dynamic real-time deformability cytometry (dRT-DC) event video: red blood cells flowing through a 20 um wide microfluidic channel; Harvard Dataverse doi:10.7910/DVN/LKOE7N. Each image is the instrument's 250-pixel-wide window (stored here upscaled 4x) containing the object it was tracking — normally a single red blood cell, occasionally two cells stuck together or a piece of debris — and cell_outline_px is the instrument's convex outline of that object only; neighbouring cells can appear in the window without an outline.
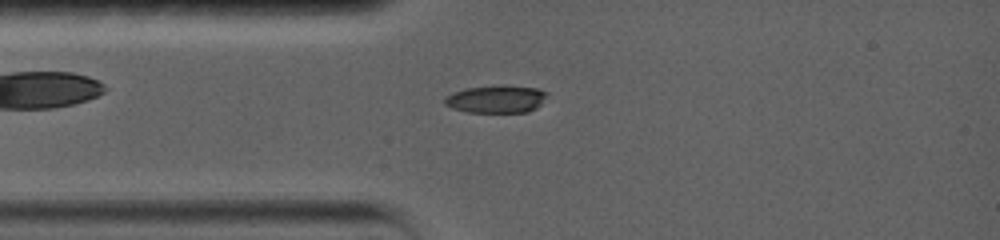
{"species": "common noctule bat (a hibernating species)", "species_latin": "Nyctalus noctula", "temperature_condition": "warm", "stored_images_in_passage": 47, "camera_frame_rate_fps": 5000, "um_per_image_px": 0.085, "animal": {"sex": "female", "body_mass_g": 19.0, "forearm_length_mm": 56.7}, "frame": {"image": 1, "passage_image": 9, "time_ms": 1.6, "image_size_px": [1000, 240], "cell_outline_px": [[548, 92], [540, 104], [536, 108], [528, 112], [468, 112], [452, 108], [444, 104], [444, 100], [452, 92], [464, 88], [500, 84], [504, 84], [536, 88]], "centroid_in_image_um": [42.17, 8.4], "position_along_channel_um": 42.8, "area_um2": 16.65}}
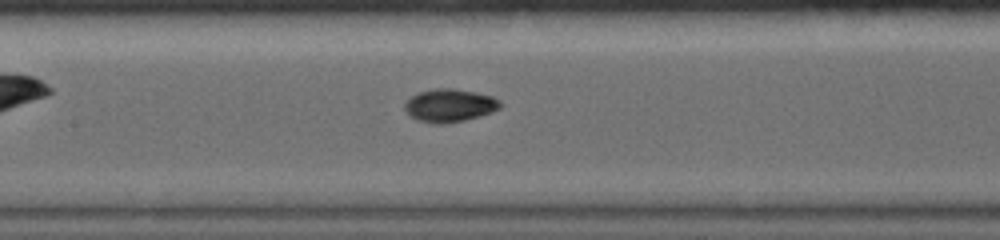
{"frame": {"image": 2, "passage_image": 18, "time_ms": 3.4, "image_size_px": [1000, 240], "cell_outline_px": [[504, 104], [500, 108], [492, 112], [480, 116], [464, 120], [444, 124], [436, 124], [420, 120], [412, 116], [404, 108], [404, 104], [412, 96], [420, 92], [436, 88], [452, 88], [492, 96], [500, 100]], "centroid_in_image_um": [38.27, 8.96], "position_along_channel_um": 169.1, "area_um2": 18.15}}
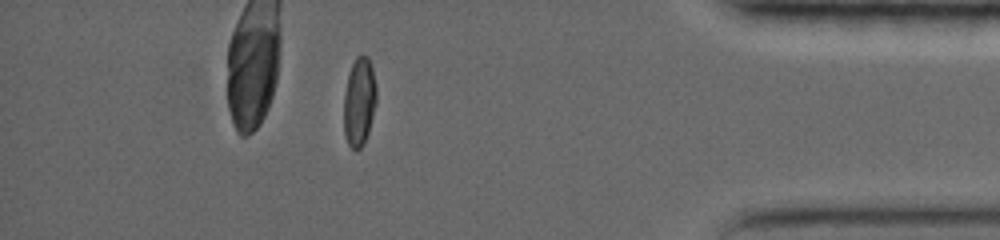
{"frame": {"image": 3, "passage_image": 37, "time_ms": 7.2, "image_size_px": [1000, 240], "cell_outline_px": [[376, 104], [368, 132], [364, 144], [356, 152], [348, 144], [344, 132], [344, 92], [348, 76], [352, 64], [356, 56], [360, 52], [368, 56], [372, 68], [376, 88]], "centroid_in_image_um": [30.53, 8.63], "position_along_channel_um": 404.7, "area_um2": 16.99}}